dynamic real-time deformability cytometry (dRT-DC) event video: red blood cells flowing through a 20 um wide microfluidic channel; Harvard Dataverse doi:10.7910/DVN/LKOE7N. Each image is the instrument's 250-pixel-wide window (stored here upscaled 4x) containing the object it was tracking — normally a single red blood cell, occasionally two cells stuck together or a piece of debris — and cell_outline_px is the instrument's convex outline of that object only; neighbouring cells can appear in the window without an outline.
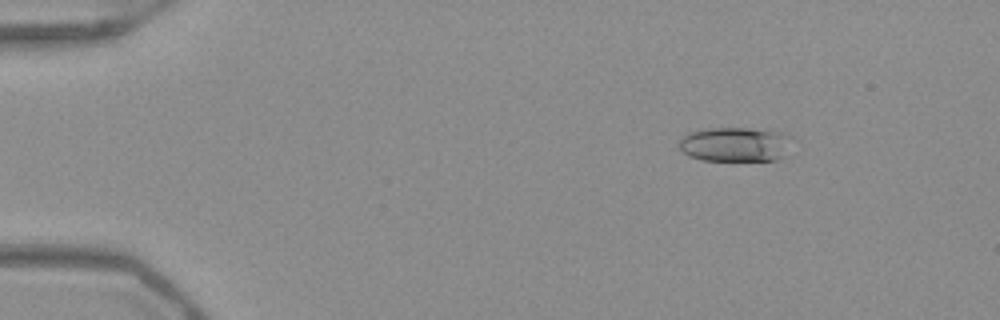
{"species": "Egyptian fruit bat (a non-hibernating species)", "species_latin": "Rousettus aegyptiacus", "temperature_condition": "warm", "stored_images_in_passage": 53, "camera_frame_rate_fps": 3000, "um_per_image_px": 0.085, "frame": {"image": 1, "passage_image": 8, "time_ms": 2.333, "image_size_px": [1000, 320], "cell_outline_px": [[796, 136], [784, 156], [776, 160], [700, 160], [688, 156], [680, 148], [680, 140], [688, 132], [712, 128], [748, 128], [784, 132]], "centroid_in_image_um": [62.58, 12.26], "position_along_channel_um": 22.4, "area_um2": 23.0}}
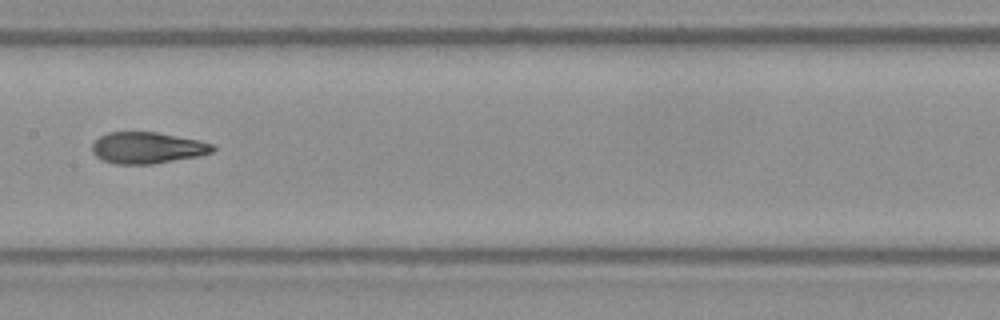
{"frame": {"image": 2, "passage_image": 28, "time_ms": 9.0, "image_size_px": [1000, 320], "cell_outline_px": [[216, 148], [212, 152], [200, 156], [152, 164], [116, 164], [104, 160], [96, 156], [92, 152], [92, 144], [100, 136], [108, 132], [156, 132], [200, 140], [216, 144]], "centroid_in_image_um": [12.57, 12.56], "position_along_channel_um": 194.8, "area_um2": 22.2}}
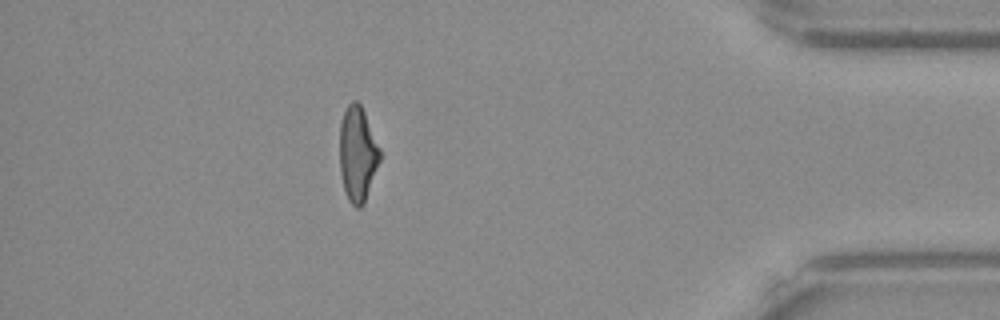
{"frame": {"image": 3, "passage_image": 47, "time_ms": 15.333, "image_size_px": [1000, 320], "cell_outline_px": [[380, 160], [364, 204], [360, 208], [356, 208], [348, 200], [344, 192], [340, 172], [340, 124], [344, 112], [348, 104], [352, 100], [356, 100], [360, 104], [364, 112], [380, 148]], "centroid_in_image_um": [30.38, 13.11], "position_along_channel_um": 404.8, "area_um2": 22.25}, "authors_computed_cell_mechanics": {"area_um2": 22.3686, "velocity_mm_per_s": 3.9603, "shape_relaxation_time_tau1_ms": null, "shape_relaxation_time_tau2_ms": 1.7652, "deformation_change_tau1": null, "deformation_change_tau2": 0.1059}}